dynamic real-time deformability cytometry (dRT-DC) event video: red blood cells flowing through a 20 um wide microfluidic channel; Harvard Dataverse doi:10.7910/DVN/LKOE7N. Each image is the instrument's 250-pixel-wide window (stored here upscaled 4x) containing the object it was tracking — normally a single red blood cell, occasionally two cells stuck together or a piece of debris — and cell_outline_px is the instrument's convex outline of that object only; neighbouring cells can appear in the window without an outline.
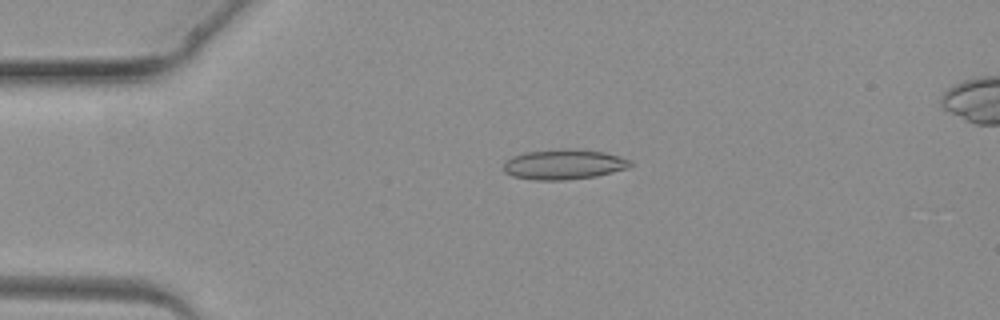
{"species": "common noctule bat (a hibernating species)", "species_latin": "Nyctalus noctula", "temperature_condition": "warm", "stored_images_in_passage": 4, "camera_frame_rate_fps": 3000, "um_per_image_px": 0.085, "animal": {"sex": "female", "body_mass_g": 19.3, "forearm_length_mm": 54.1}, "frame": {"image": 1, "passage_image": 3, "time_ms": 2.0, "image_size_px": [1000, 320], "cell_outline_px": [[632, 164], [628, 168], [596, 176], [564, 180], [536, 180], [512, 176], [504, 172], [504, 160], [512, 156], [524, 152], [564, 148], [576, 148], [604, 152], [620, 156], [632, 160]], "centroid_in_image_um": [47.92, 13.96], "position_along_channel_um": 37.1, "area_um2": 22.54}}